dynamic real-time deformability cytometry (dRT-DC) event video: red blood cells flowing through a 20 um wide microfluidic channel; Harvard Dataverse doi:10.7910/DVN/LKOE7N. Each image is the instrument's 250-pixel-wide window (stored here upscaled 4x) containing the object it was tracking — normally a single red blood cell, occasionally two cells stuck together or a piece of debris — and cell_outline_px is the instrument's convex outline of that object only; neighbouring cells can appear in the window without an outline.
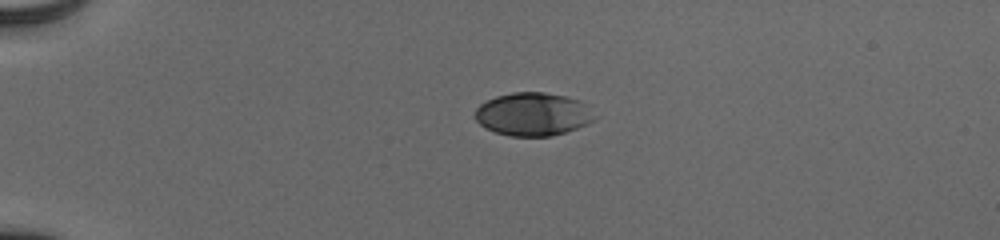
{"species": "human", "species_latin": "Homo sapiens", "temperature_condition": "cold", "stored_images_in_passage": 41, "camera_frame_rate_fps": 3000, "um_per_image_px": 0.085, "donor": {"sex": "male"}, "frame": {"image": 1, "passage_image": 1, "time_ms": 0.0, "image_size_px": [1000, 240], "cell_outline_px": [[600, 116], [596, 120], [588, 124], [552, 136], [508, 136], [484, 128], [472, 116], [476, 108], [480, 104], [496, 96], [512, 92], [544, 92], [564, 96], [580, 100]], "centroid_in_image_um": [45.32, 9.71], "position_along_channel_um": 39.7, "area_um2": 30.46}}
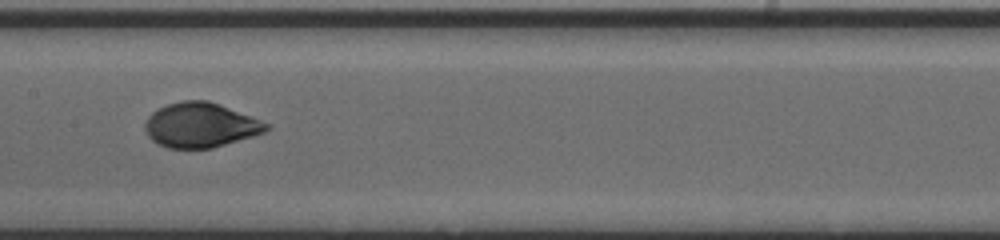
{"frame": {"image": 2, "passage_image": 17, "time_ms": 5.333, "image_size_px": [1000, 240], "cell_outline_px": [[272, 128], [264, 132], [252, 136], [212, 148], [168, 148], [156, 144], [148, 136], [144, 128], [144, 124], [148, 116], [152, 112], [168, 104], [180, 100], [208, 100], [260, 120], [268, 124]], "centroid_in_image_um": [17.0, 10.64], "position_along_channel_um": 190.4, "area_um2": 31.44}}
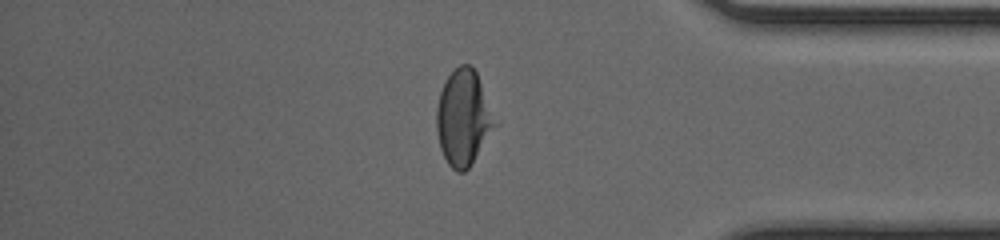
{"frame": {"image": 3, "passage_image": 34, "time_ms": 11.0, "image_size_px": [1000, 240], "cell_outline_px": [[500, 124], [468, 168], [464, 172], [456, 172], [448, 164], [440, 148], [436, 128], [436, 108], [440, 92], [448, 76], [460, 64], [472, 64], [476, 72]], "centroid_in_image_um": [39.43, 10.02], "position_along_channel_um": 395.8, "area_um2": 33.0}, "authors_computed_cell_mechanics": {"area_um2": 31.79, "velocity_mm_per_s": 3.9077, "shape_relaxation_time_tau1_ms": 3.231, "shape_relaxation_time_tau2_ms": null, "deformation_change_tau1": 0.1688, "deformation_change_tau2": null}}